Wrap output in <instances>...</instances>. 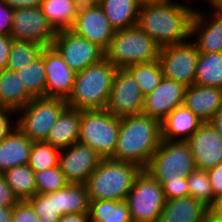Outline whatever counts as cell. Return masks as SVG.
<instances>
[{
    "label": "cell",
    "instance_id": "1",
    "mask_svg": "<svg viewBox=\"0 0 222 222\" xmlns=\"http://www.w3.org/2000/svg\"><path fill=\"white\" fill-rule=\"evenodd\" d=\"M178 1L140 5L137 26L160 47L184 43L190 39L191 23L196 8L190 3L184 4V0Z\"/></svg>",
    "mask_w": 222,
    "mask_h": 222
},
{
    "label": "cell",
    "instance_id": "2",
    "mask_svg": "<svg viewBox=\"0 0 222 222\" xmlns=\"http://www.w3.org/2000/svg\"><path fill=\"white\" fill-rule=\"evenodd\" d=\"M161 140L158 120L143 114L122 117L117 146L111 158L145 169Z\"/></svg>",
    "mask_w": 222,
    "mask_h": 222
},
{
    "label": "cell",
    "instance_id": "3",
    "mask_svg": "<svg viewBox=\"0 0 222 222\" xmlns=\"http://www.w3.org/2000/svg\"><path fill=\"white\" fill-rule=\"evenodd\" d=\"M117 68L106 58L77 72L68 107L84 110L106 109Z\"/></svg>",
    "mask_w": 222,
    "mask_h": 222
},
{
    "label": "cell",
    "instance_id": "4",
    "mask_svg": "<svg viewBox=\"0 0 222 222\" xmlns=\"http://www.w3.org/2000/svg\"><path fill=\"white\" fill-rule=\"evenodd\" d=\"M141 170L134 163L102 158L85 183L89 202L125 201Z\"/></svg>",
    "mask_w": 222,
    "mask_h": 222
},
{
    "label": "cell",
    "instance_id": "5",
    "mask_svg": "<svg viewBox=\"0 0 222 222\" xmlns=\"http://www.w3.org/2000/svg\"><path fill=\"white\" fill-rule=\"evenodd\" d=\"M160 46L137 25L116 30L105 58L117 69L158 60Z\"/></svg>",
    "mask_w": 222,
    "mask_h": 222
},
{
    "label": "cell",
    "instance_id": "6",
    "mask_svg": "<svg viewBox=\"0 0 222 222\" xmlns=\"http://www.w3.org/2000/svg\"><path fill=\"white\" fill-rule=\"evenodd\" d=\"M196 169L194 156L186 141L161 140L146 170L158 182L187 178Z\"/></svg>",
    "mask_w": 222,
    "mask_h": 222
},
{
    "label": "cell",
    "instance_id": "7",
    "mask_svg": "<svg viewBox=\"0 0 222 222\" xmlns=\"http://www.w3.org/2000/svg\"><path fill=\"white\" fill-rule=\"evenodd\" d=\"M66 106V100L61 98L34 97L16 111V128L33 142H45Z\"/></svg>",
    "mask_w": 222,
    "mask_h": 222
},
{
    "label": "cell",
    "instance_id": "8",
    "mask_svg": "<svg viewBox=\"0 0 222 222\" xmlns=\"http://www.w3.org/2000/svg\"><path fill=\"white\" fill-rule=\"evenodd\" d=\"M120 118L107 109L81 111L78 142L95 150L102 158H111L118 140Z\"/></svg>",
    "mask_w": 222,
    "mask_h": 222
},
{
    "label": "cell",
    "instance_id": "9",
    "mask_svg": "<svg viewBox=\"0 0 222 222\" xmlns=\"http://www.w3.org/2000/svg\"><path fill=\"white\" fill-rule=\"evenodd\" d=\"M132 222H159L165 204L161 184L142 169L125 199Z\"/></svg>",
    "mask_w": 222,
    "mask_h": 222
},
{
    "label": "cell",
    "instance_id": "10",
    "mask_svg": "<svg viewBox=\"0 0 222 222\" xmlns=\"http://www.w3.org/2000/svg\"><path fill=\"white\" fill-rule=\"evenodd\" d=\"M198 57L199 51L189 39L184 43L161 47L158 61L164 77L187 87L195 82Z\"/></svg>",
    "mask_w": 222,
    "mask_h": 222
},
{
    "label": "cell",
    "instance_id": "11",
    "mask_svg": "<svg viewBox=\"0 0 222 222\" xmlns=\"http://www.w3.org/2000/svg\"><path fill=\"white\" fill-rule=\"evenodd\" d=\"M52 46L75 73L105 58L102 48L71 29L58 31Z\"/></svg>",
    "mask_w": 222,
    "mask_h": 222
},
{
    "label": "cell",
    "instance_id": "12",
    "mask_svg": "<svg viewBox=\"0 0 222 222\" xmlns=\"http://www.w3.org/2000/svg\"><path fill=\"white\" fill-rule=\"evenodd\" d=\"M56 33L40 6L14 9L10 33L14 41L36 42L44 47L52 46Z\"/></svg>",
    "mask_w": 222,
    "mask_h": 222
},
{
    "label": "cell",
    "instance_id": "13",
    "mask_svg": "<svg viewBox=\"0 0 222 222\" xmlns=\"http://www.w3.org/2000/svg\"><path fill=\"white\" fill-rule=\"evenodd\" d=\"M144 95L126 69H117L106 109L118 118L141 114Z\"/></svg>",
    "mask_w": 222,
    "mask_h": 222
},
{
    "label": "cell",
    "instance_id": "14",
    "mask_svg": "<svg viewBox=\"0 0 222 222\" xmlns=\"http://www.w3.org/2000/svg\"><path fill=\"white\" fill-rule=\"evenodd\" d=\"M101 160L95 150L76 142L60 149L58 166L69 183L85 184Z\"/></svg>",
    "mask_w": 222,
    "mask_h": 222
},
{
    "label": "cell",
    "instance_id": "15",
    "mask_svg": "<svg viewBox=\"0 0 222 222\" xmlns=\"http://www.w3.org/2000/svg\"><path fill=\"white\" fill-rule=\"evenodd\" d=\"M190 40L201 53L222 52V13L195 6Z\"/></svg>",
    "mask_w": 222,
    "mask_h": 222
},
{
    "label": "cell",
    "instance_id": "16",
    "mask_svg": "<svg viewBox=\"0 0 222 222\" xmlns=\"http://www.w3.org/2000/svg\"><path fill=\"white\" fill-rule=\"evenodd\" d=\"M42 58L46 73L45 97L67 100L72 93L76 73L53 46L43 48Z\"/></svg>",
    "mask_w": 222,
    "mask_h": 222
},
{
    "label": "cell",
    "instance_id": "17",
    "mask_svg": "<svg viewBox=\"0 0 222 222\" xmlns=\"http://www.w3.org/2000/svg\"><path fill=\"white\" fill-rule=\"evenodd\" d=\"M186 142L196 169L208 171L222 163V136L210 122H203Z\"/></svg>",
    "mask_w": 222,
    "mask_h": 222
},
{
    "label": "cell",
    "instance_id": "18",
    "mask_svg": "<svg viewBox=\"0 0 222 222\" xmlns=\"http://www.w3.org/2000/svg\"><path fill=\"white\" fill-rule=\"evenodd\" d=\"M186 86L163 76L158 87L144 97L141 114L160 123L175 108L183 105Z\"/></svg>",
    "mask_w": 222,
    "mask_h": 222
},
{
    "label": "cell",
    "instance_id": "19",
    "mask_svg": "<svg viewBox=\"0 0 222 222\" xmlns=\"http://www.w3.org/2000/svg\"><path fill=\"white\" fill-rule=\"evenodd\" d=\"M71 30L97 44L104 51L108 49L115 34V29L99 5L78 13Z\"/></svg>",
    "mask_w": 222,
    "mask_h": 222
},
{
    "label": "cell",
    "instance_id": "20",
    "mask_svg": "<svg viewBox=\"0 0 222 222\" xmlns=\"http://www.w3.org/2000/svg\"><path fill=\"white\" fill-rule=\"evenodd\" d=\"M183 105L203 122H209L222 106V89L198 84L187 86Z\"/></svg>",
    "mask_w": 222,
    "mask_h": 222
},
{
    "label": "cell",
    "instance_id": "21",
    "mask_svg": "<svg viewBox=\"0 0 222 222\" xmlns=\"http://www.w3.org/2000/svg\"><path fill=\"white\" fill-rule=\"evenodd\" d=\"M202 123L198 116L182 105L161 122V137L168 141H187Z\"/></svg>",
    "mask_w": 222,
    "mask_h": 222
},
{
    "label": "cell",
    "instance_id": "22",
    "mask_svg": "<svg viewBox=\"0 0 222 222\" xmlns=\"http://www.w3.org/2000/svg\"><path fill=\"white\" fill-rule=\"evenodd\" d=\"M81 110L66 106L50 129L46 143L58 149L68 148L78 142Z\"/></svg>",
    "mask_w": 222,
    "mask_h": 222
},
{
    "label": "cell",
    "instance_id": "23",
    "mask_svg": "<svg viewBox=\"0 0 222 222\" xmlns=\"http://www.w3.org/2000/svg\"><path fill=\"white\" fill-rule=\"evenodd\" d=\"M33 141L15 128L0 142V173L28 164Z\"/></svg>",
    "mask_w": 222,
    "mask_h": 222
},
{
    "label": "cell",
    "instance_id": "24",
    "mask_svg": "<svg viewBox=\"0 0 222 222\" xmlns=\"http://www.w3.org/2000/svg\"><path fill=\"white\" fill-rule=\"evenodd\" d=\"M208 208L193 197L165 200L159 222H203Z\"/></svg>",
    "mask_w": 222,
    "mask_h": 222
},
{
    "label": "cell",
    "instance_id": "25",
    "mask_svg": "<svg viewBox=\"0 0 222 222\" xmlns=\"http://www.w3.org/2000/svg\"><path fill=\"white\" fill-rule=\"evenodd\" d=\"M33 97L27 92L19 72L7 68L0 70V106L13 111L22 109Z\"/></svg>",
    "mask_w": 222,
    "mask_h": 222
},
{
    "label": "cell",
    "instance_id": "26",
    "mask_svg": "<svg viewBox=\"0 0 222 222\" xmlns=\"http://www.w3.org/2000/svg\"><path fill=\"white\" fill-rule=\"evenodd\" d=\"M98 5L115 31L137 25L140 0H99Z\"/></svg>",
    "mask_w": 222,
    "mask_h": 222
},
{
    "label": "cell",
    "instance_id": "27",
    "mask_svg": "<svg viewBox=\"0 0 222 222\" xmlns=\"http://www.w3.org/2000/svg\"><path fill=\"white\" fill-rule=\"evenodd\" d=\"M40 7L56 32L72 29L78 15L74 0H42Z\"/></svg>",
    "mask_w": 222,
    "mask_h": 222
},
{
    "label": "cell",
    "instance_id": "28",
    "mask_svg": "<svg viewBox=\"0 0 222 222\" xmlns=\"http://www.w3.org/2000/svg\"><path fill=\"white\" fill-rule=\"evenodd\" d=\"M57 210L63 214L89 213V200L85 184L69 183L56 191Z\"/></svg>",
    "mask_w": 222,
    "mask_h": 222
},
{
    "label": "cell",
    "instance_id": "29",
    "mask_svg": "<svg viewBox=\"0 0 222 222\" xmlns=\"http://www.w3.org/2000/svg\"><path fill=\"white\" fill-rule=\"evenodd\" d=\"M194 84L222 89V52H199Z\"/></svg>",
    "mask_w": 222,
    "mask_h": 222
},
{
    "label": "cell",
    "instance_id": "30",
    "mask_svg": "<svg viewBox=\"0 0 222 222\" xmlns=\"http://www.w3.org/2000/svg\"><path fill=\"white\" fill-rule=\"evenodd\" d=\"M90 222H132L125 201L97 200L89 202Z\"/></svg>",
    "mask_w": 222,
    "mask_h": 222
},
{
    "label": "cell",
    "instance_id": "31",
    "mask_svg": "<svg viewBox=\"0 0 222 222\" xmlns=\"http://www.w3.org/2000/svg\"><path fill=\"white\" fill-rule=\"evenodd\" d=\"M2 174L20 201L28 200L36 194L35 173L28 164L15 166Z\"/></svg>",
    "mask_w": 222,
    "mask_h": 222
},
{
    "label": "cell",
    "instance_id": "32",
    "mask_svg": "<svg viewBox=\"0 0 222 222\" xmlns=\"http://www.w3.org/2000/svg\"><path fill=\"white\" fill-rule=\"evenodd\" d=\"M138 83L144 97L153 92L160 84L163 74L158 60L133 64L125 68Z\"/></svg>",
    "mask_w": 222,
    "mask_h": 222
},
{
    "label": "cell",
    "instance_id": "33",
    "mask_svg": "<svg viewBox=\"0 0 222 222\" xmlns=\"http://www.w3.org/2000/svg\"><path fill=\"white\" fill-rule=\"evenodd\" d=\"M18 72L22 84L33 98L45 97L46 73L42 52L36 60Z\"/></svg>",
    "mask_w": 222,
    "mask_h": 222
},
{
    "label": "cell",
    "instance_id": "34",
    "mask_svg": "<svg viewBox=\"0 0 222 222\" xmlns=\"http://www.w3.org/2000/svg\"><path fill=\"white\" fill-rule=\"evenodd\" d=\"M44 46L36 42L14 41L9 52L7 69L19 71L36 60Z\"/></svg>",
    "mask_w": 222,
    "mask_h": 222
},
{
    "label": "cell",
    "instance_id": "35",
    "mask_svg": "<svg viewBox=\"0 0 222 222\" xmlns=\"http://www.w3.org/2000/svg\"><path fill=\"white\" fill-rule=\"evenodd\" d=\"M60 149L46 142H33L28 166L35 172L58 166Z\"/></svg>",
    "mask_w": 222,
    "mask_h": 222
},
{
    "label": "cell",
    "instance_id": "36",
    "mask_svg": "<svg viewBox=\"0 0 222 222\" xmlns=\"http://www.w3.org/2000/svg\"><path fill=\"white\" fill-rule=\"evenodd\" d=\"M186 179L188 182L189 196L209 208L213 204L215 197L207 171L195 169Z\"/></svg>",
    "mask_w": 222,
    "mask_h": 222
},
{
    "label": "cell",
    "instance_id": "37",
    "mask_svg": "<svg viewBox=\"0 0 222 222\" xmlns=\"http://www.w3.org/2000/svg\"><path fill=\"white\" fill-rule=\"evenodd\" d=\"M35 210L40 222H58L61 213L57 210L56 191L48 194H35L27 200Z\"/></svg>",
    "mask_w": 222,
    "mask_h": 222
},
{
    "label": "cell",
    "instance_id": "38",
    "mask_svg": "<svg viewBox=\"0 0 222 222\" xmlns=\"http://www.w3.org/2000/svg\"><path fill=\"white\" fill-rule=\"evenodd\" d=\"M36 194H48L66 187L69 182L59 166L35 172Z\"/></svg>",
    "mask_w": 222,
    "mask_h": 222
},
{
    "label": "cell",
    "instance_id": "39",
    "mask_svg": "<svg viewBox=\"0 0 222 222\" xmlns=\"http://www.w3.org/2000/svg\"><path fill=\"white\" fill-rule=\"evenodd\" d=\"M165 196V200L182 198L189 196L187 179H181L175 182H159Z\"/></svg>",
    "mask_w": 222,
    "mask_h": 222
},
{
    "label": "cell",
    "instance_id": "40",
    "mask_svg": "<svg viewBox=\"0 0 222 222\" xmlns=\"http://www.w3.org/2000/svg\"><path fill=\"white\" fill-rule=\"evenodd\" d=\"M12 222H40L30 203L19 201L12 209Z\"/></svg>",
    "mask_w": 222,
    "mask_h": 222
},
{
    "label": "cell",
    "instance_id": "41",
    "mask_svg": "<svg viewBox=\"0 0 222 222\" xmlns=\"http://www.w3.org/2000/svg\"><path fill=\"white\" fill-rule=\"evenodd\" d=\"M15 128L16 112L3 108L0 111V142L5 139Z\"/></svg>",
    "mask_w": 222,
    "mask_h": 222
},
{
    "label": "cell",
    "instance_id": "42",
    "mask_svg": "<svg viewBox=\"0 0 222 222\" xmlns=\"http://www.w3.org/2000/svg\"><path fill=\"white\" fill-rule=\"evenodd\" d=\"M20 200L0 173V206L14 207Z\"/></svg>",
    "mask_w": 222,
    "mask_h": 222
},
{
    "label": "cell",
    "instance_id": "43",
    "mask_svg": "<svg viewBox=\"0 0 222 222\" xmlns=\"http://www.w3.org/2000/svg\"><path fill=\"white\" fill-rule=\"evenodd\" d=\"M14 10L0 0V34L10 35Z\"/></svg>",
    "mask_w": 222,
    "mask_h": 222
},
{
    "label": "cell",
    "instance_id": "44",
    "mask_svg": "<svg viewBox=\"0 0 222 222\" xmlns=\"http://www.w3.org/2000/svg\"><path fill=\"white\" fill-rule=\"evenodd\" d=\"M214 197L222 195V163L207 171Z\"/></svg>",
    "mask_w": 222,
    "mask_h": 222
},
{
    "label": "cell",
    "instance_id": "45",
    "mask_svg": "<svg viewBox=\"0 0 222 222\" xmlns=\"http://www.w3.org/2000/svg\"><path fill=\"white\" fill-rule=\"evenodd\" d=\"M12 42L13 39L10 35L0 34V70L5 69L8 65Z\"/></svg>",
    "mask_w": 222,
    "mask_h": 222
},
{
    "label": "cell",
    "instance_id": "46",
    "mask_svg": "<svg viewBox=\"0 0 222 222\" xmlns=\"http://www.w3.org/2000/svg\"><path fill=\"white\" fill-rule=\"evenodd\" d=\"M10 8H33L40 6L42 0H3Z\"/></svg>",
    "mask_w": 222,
    "mask_h": 222
},
{
    "label": "cell",
    "instance_id": "47",
    "mask_svg": "<svg viewBox=\"0 0 222 222\" xmlns=\"http://www.w3.org/2000/svg\"><path fill=\"white\" fill-rule=\"evenodd\" d=\"M58 222H90L89 213L63 214Z\"/></svg>",
    "mask_w": 222,
    "mask_h": 222
},
{
    "label": "cell",
    "instance_id": "48",
    "mask_svg": "<svg viewBox=\"0 0 222 222\" xmlns=\"http://www.w3.org/2000/svg\"><path fill=\"white\" fill-rule=\"evenodd\" d=\"M76 2V11L81 13L87 9L92 8L94 5L99 4V0H74Z\"/></svg>",
    "mask_w": 222,
    "mask_h": 222
},
{
    "label": "cell",
    "instance_id": "49",
    "mask_svg": "<svg viewBox=\"0 0 222 222\" xmlns=\"http://www.w3.org/2000/svg\"><path fill=\"white\" fill-rule=\"evenodd\" d=\"M215 130L222 136V106L215 113V116L209 121Z\"/></svg>",
    "mask_w": 222,
    "mask_h": 222
},
{
    "label": "cell",
    "instance_id": "50",
    "mask_svg": "<svg viewBox=\"0 0 222 222\" xmlns=\"http://www.w3.org/2000/svg\"><path fill=\"white\" fill-rule=\"evenodd\" d=\"M208 211L214 216L222 217V195L214 199V202L208 208Z\"/></svg>",
    "mask_w": 222,
    "mask_h": 222
},
{
    "label": "cell",
    "instance_id": "51",
    "mask_svg": "<svg viewBox=\"0 0 222 222\" xmlns=\"http://www.w3.org/2000/svg\"><path fill=\"white\" fill-rule=\"evenodd\" d=\"M13 207L0 206V222H12Z\"/></svg>",
    "mask_w": 222,
    "mask_h": 222
},
{
    "label": "cell",
    "instance_id": "52",
    "mask_svg": "<svg viewBox=\"0 0 222 222\" xmlns=\"http://www.w3.org/2000/svg\"><path fill=\"white\" fill-rule=\"evenodd\" d=\"M203 222H222V217L214 216L209 211H207Z\"/></svg>",
    "mask_w": 222,
    "mask_h": 222
},
{
    "label": "cell",
    "instance_id": "53",
    "mask_svg": "<svg viewBox=\"0 0 222 222\" xmlns=\"http://www.w3.org/2000/svg\"><path fill=\"white\" fill-rule=\"evenodd\" d=\"M213 8L219 12L222 13V0H219L214 6Z\"/></svg>",
    "mask_w": 222,
    "mask_h": 222
},
{
    "label": "cell",
    "instance_id": "54",
    "mask_svg": "<svg viewBox=\"0 0 222 222\" xmlns=\"http://www.w3.org/2000/svg\"><path fill=\"white\" fill-rule=\"evenodd\" d=\"M173 0H140L141 3H156V2H169Z\"/></svg>",
    "mask_w": 222,
    "mask_h": 222
},
{
    "label": "cell",
    "instance_id": "55",
    "mask_svg": "<svg viewBox=\"0 0 222 222\" xmlns=\"http://www.w3.org/2000/svg\"><path fill=\"white\" fill-rule=\"evenodd\" d=\"M219 0H209L208 8H212Z\"/></svg>",
    "mask_w": 222,
    "mask_h": 222
},
{
    "label": "cell",
    "instance_id": "56",
    "mask_svg": "<svg viewBox=\"0 0 222 222\" xmlns=\"http://www.w3.org/2000/svg\"><path fill=\"white\" fill-rule=\"evenodd\" d=\"M192 1H193V0H192ZM197 1H198V2H199V1H202V2H201L202 4L204 3V4L209 5V0H197ZM205 1H206V2H205Z\"/></svg>",
    "mask_w": 222,
    "mask_h": 222
}]
</instances>
